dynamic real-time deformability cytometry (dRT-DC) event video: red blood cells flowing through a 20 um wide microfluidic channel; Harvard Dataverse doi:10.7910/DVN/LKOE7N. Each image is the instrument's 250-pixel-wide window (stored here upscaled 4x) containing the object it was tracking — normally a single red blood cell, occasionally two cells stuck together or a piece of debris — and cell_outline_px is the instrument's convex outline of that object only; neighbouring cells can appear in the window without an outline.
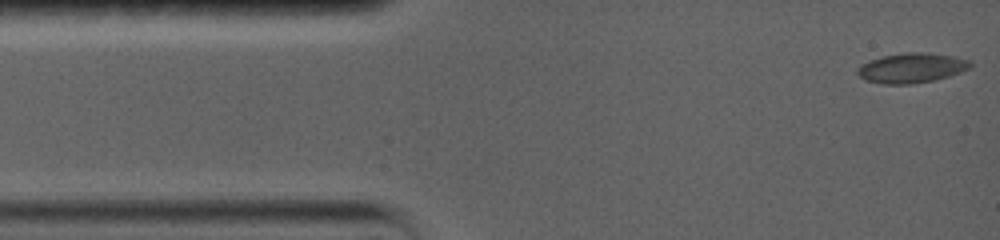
{"species": "common noctule bat (a hibernating species)", "species_latin": "Nyctalus noctula", "temperature_condition": "warm", "stored_images_in_passage": 51, "camera_frame_rate_fps": 5000, "um_per_image_px": 0.085, "animal": {"sex": "female", "body_mass_g": 19.0, "forearm_length_mm": 56.7}, "frame": {"image": 1, "passage_image": 1, "time_ms": 0.0, "image_size_px": [1000, 240], "cell_outline_px": [[972, 64], [968, 68], [960, 72], [948, 76], [932, 80], [912, 84], [884, 84], [864, 80], [856, 72], [856, 68], [860, 64], [868, 60], [884, 56], [904, 52], [928, 52], [952, 56], [968, 60]], "centroid_in_image_um": [77.42, 5.77], "position_along_channel_um": 7.6, "area_um2": 19.59}}
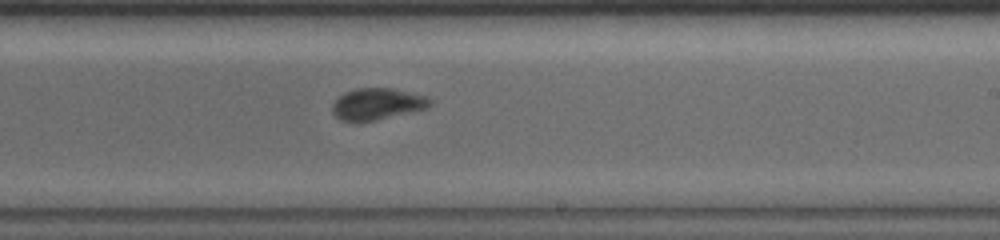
{"frame": {"image": 2, "passage_image": 30, "time_ms": 9.0, "image_size_px": [1000, 240], "cell_outline_px": [[432, 104], [428, 108], [376, 120], [356, 124], [352, 124], [340, 120], [332, 112], [332, 104], [344, 92], [356, 88], [392, 88], [424, 96], [432, 100]], "centroid_in_image_um": [32.01, 8.87], "position_along_channel_um": 257.0, "area_um2": 18.26}}
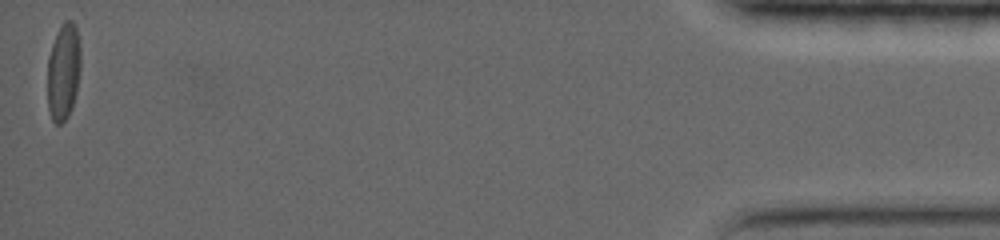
{"frame": {"image": 3, "passage_image": 51, "time_ms": 17.4, "image_size_px": [1000, 240], "cell_outline_px": [[80, 68], [76, 92], [72, 108], [68, 116], [60, 124], [56, 124], [52, 120], [48, 108], [48, 56], [52, 44], [60, 24], [64, 20], [72, 20], [76, 28], [80, 48]], "centroid_in_image_um": [5.39, 6.07], "position_along_channel_um": 429.8, "area_um2": 18.79}, "authors_computed_cell_mechanics": {"area_um2": 18.4382, "velocity_mm_per_s": 3.6077, "shape_relaxation_time_tau1_ms": 8.5033, "shape_relaxation_time_tau2_ms": 1.5869, "deformation_change_tau1": 0.1927, "deformation_change_tau2": 0.0611}}